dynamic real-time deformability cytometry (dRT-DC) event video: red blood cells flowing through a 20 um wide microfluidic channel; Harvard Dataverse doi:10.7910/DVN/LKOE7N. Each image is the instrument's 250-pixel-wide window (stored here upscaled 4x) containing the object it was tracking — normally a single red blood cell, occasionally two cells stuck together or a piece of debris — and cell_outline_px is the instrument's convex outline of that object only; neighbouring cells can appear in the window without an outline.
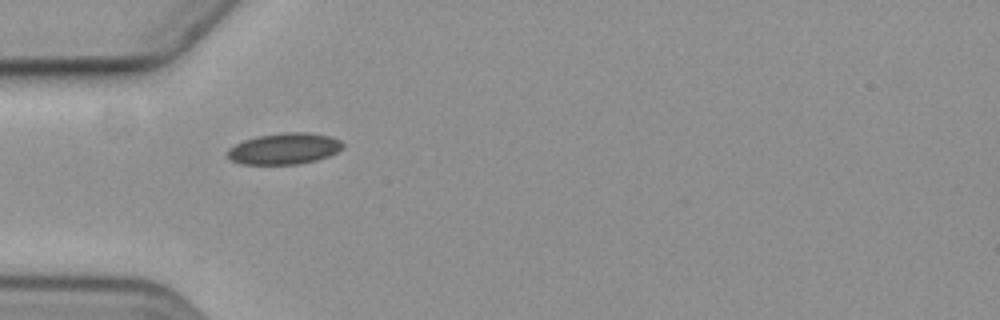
{"species": "common noctule bat (a hibernating species)", "species_latin": "Nyctalus noctula", "temperature_condition": "cold", "stored_images_in_passage": 7, "camera_frame_rate_fps": 3000, "um_per_image_px": 0.085, "animal": {"sex": "female", "body_mass_g": 19.3, "forearm_length_mm": 54.1}, "frame": {"image": 1, "passage_image": 1, "time_ms": 0.0, "image_size_px": [1000, 320], "cell_outline_px": [[344, 148], [328, 156], [316, 160], [300, 164], [240, 164], [232, 160], [228, 156], [228, 148], [244, 140], [256, 136], [284, 132], [308, 132], [332, 136], [340, 140], [344, 144]], "centroid_in_image_um": [24.19, 12.63], "position_along_channel_um": 60.8, "area_um2": 21.1}}
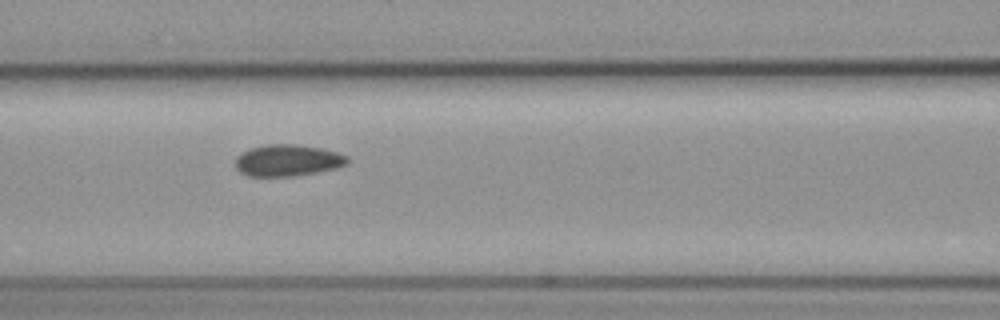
{"frame": {"image": 2, "passage_image": 3, "time_ms": 2.333, "image_size_px": [1000, 320], "cell_outline_px": [[348, 164], [336, 168], [296, 176], [248, 176], [240, 172], [236, 168], [236, 156], [252, 148], [268, 144], [296, 144], [320, 148], [336, 152], [348, 156]], "centroid_in_image_um": [24.46, 13.64], "position_along_channel_um": 142.1, "area_um2": 20.52}}
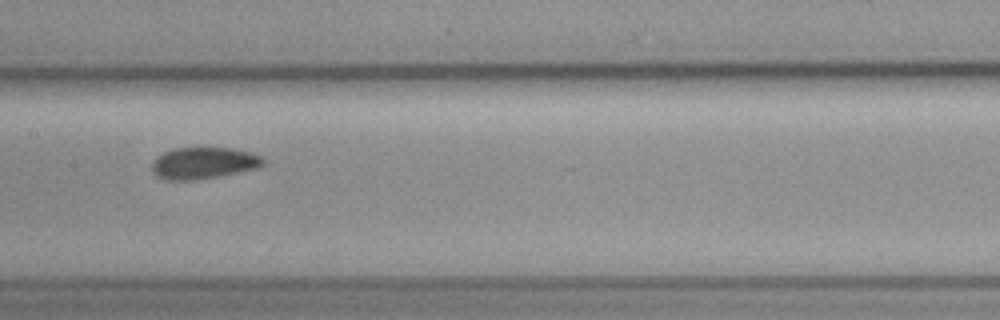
{"frame": {"image": 3, "passage_image": 4, "time_ms": 3.667, "image_size_px": [1000, 320], "cell_outline_px": [[264, 164], [256, 168], [216, 176], [192, 180], [168, 180], [156, 176], [152, 172], [152, 160], [156, 156], [172, 148], [204, 144], [232, 148], [248, 152], [260, 156], [264, 160]], "centroid_in_image_um": [17.23, 13.79], "position_along_channel_um": 190.2, "area_um2": 21.15}}